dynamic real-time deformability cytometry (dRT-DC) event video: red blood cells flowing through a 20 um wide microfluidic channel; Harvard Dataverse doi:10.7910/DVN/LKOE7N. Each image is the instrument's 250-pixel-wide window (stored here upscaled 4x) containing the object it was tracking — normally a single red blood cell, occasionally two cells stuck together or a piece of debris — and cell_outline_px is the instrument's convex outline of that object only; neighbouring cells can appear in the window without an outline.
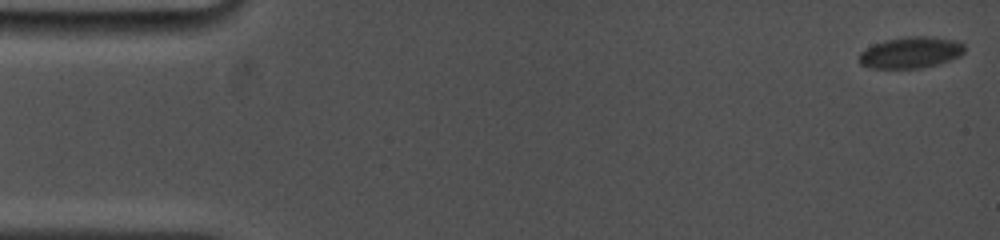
{"species": "common noctule bat (a hibernating species)", "species_latin": "Nyctalus noctula", "temperature_condition": "cold", "stored_images_in_passage": 46, "camera_frame_rate_fps": 5000, "um_per_image_px": 0.085, "animal": {"sex": "female", "body_mass_g": 19.0, "forearm_length_mm": 53.3}, "frame": {"image": 1, "passage_image": 1, "time_ms": 0.0, "image_size_px": [1000, 240], "cell_outline_px": [[964, 52], [960, 56], [936, 64], [920, 68], [868, 68], [860, 64], [860, 52], [872, 44], [884, 40], [908, 36], [932, 36], [960, 40], [964, 44]], "centroid_in_image_um": [77.42, 4.44], "position_along_channel_um": 7.6, "area_um2": 19.42}}
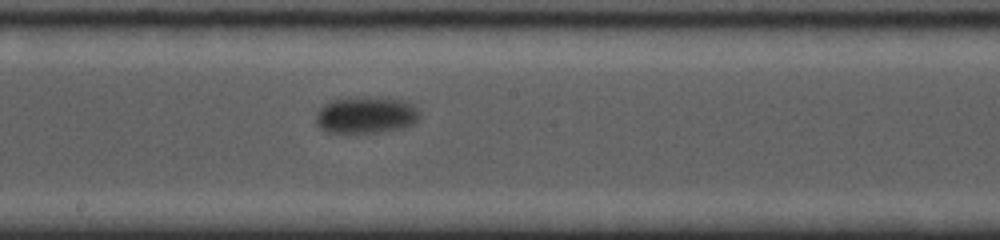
{"frame": {"image": 2, "passage_image": 27, "time_ms": 10.2, "image_size_px": [1000, 240], "cell_outline_px": [[420, 116], [412, 124], [404, 128], [380, 132], [328, 132], [320, 128], [316, 124], [316, 112], [324, 104], [332, 100], [348, 96], [388, 96], [412, 104], [420, 112]], "centroid_in_image_um": [31.1, 9.74], "position_along_channel_um": 217.1, "area_um2": 22.72}}
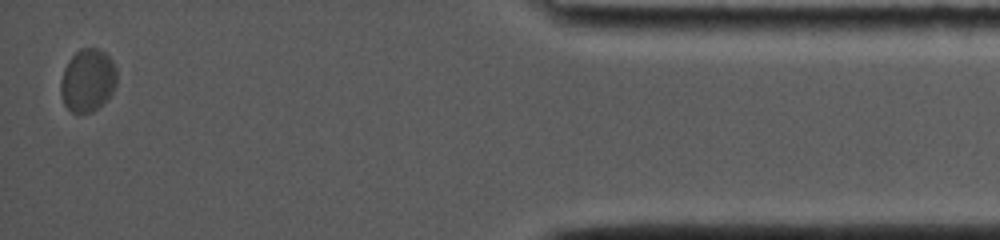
{"frame": {"image": 3, "passage_image": 46, "time_ms": 18.0, "image_size_px": [1000, 240], "cell_outline_px": [[116, 84], [112, 92], [92, 112], [72, 112], [64, 104], [60, 92], [60, 80], [64, 68], [68, 60], [80, 48], [96, 48], [104, 52], [112, 60], [116, 68]], "centroid_in_image_um": [7.43, 6.8], "position_along_channel_um": 427.8, "area_um2": 20.35}, "authors_computed_cell_mechanics": {"area_um2": 20.3456, "velocity_mm_per_s": 3.3998, "shape_relaxation_time_tau1_ms": 4.0043, "shape_relaxation_time_tau2_ms": null, "deformation_change_tau1": 0.1127, "deformation_change_tau2": null}}